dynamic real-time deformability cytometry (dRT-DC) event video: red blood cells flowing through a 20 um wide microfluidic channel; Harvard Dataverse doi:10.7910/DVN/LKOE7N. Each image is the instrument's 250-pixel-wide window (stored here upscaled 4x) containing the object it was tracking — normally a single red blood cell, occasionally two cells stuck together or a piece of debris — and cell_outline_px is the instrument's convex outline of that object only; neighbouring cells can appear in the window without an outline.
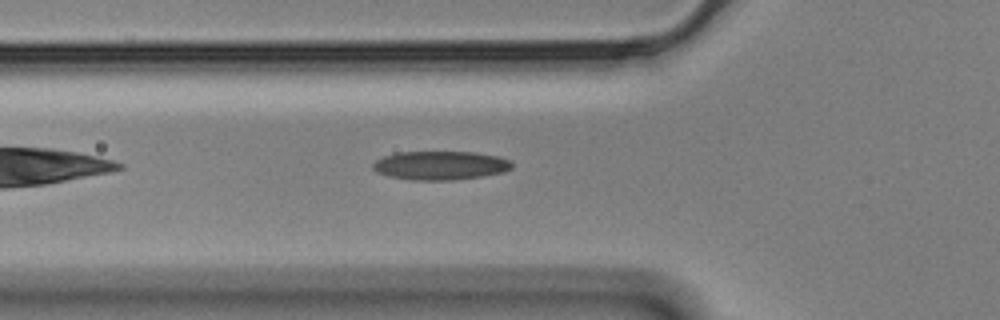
{"species": "Egyptian fruit bat (a non-hibernating species)", "species_latin": "Rousettus aegyptiacus", "temperature_condition": "cold", "stored_images_in_passage": 42, "camera_frame_rate_fps": 3000, "um_per_image_px": 0.085, "animal": {"sex": "male"}, "frame": {"image": 1, "passage_image": 9, "time_ms": 2.667, "image_size_px": [1000, 320], "cell_outline_px": [[512, 168], [504, 172], [480, 176], [452, 180], [412, 180], [388, 176], [376, 172], [372, 168], [372, 164], [376, 160], [384, 156], [396, 152], [476, 152], [500, 156], [512, 160]], "centroid_in_image_um": [37.44, 14.05], "position_along_channel_um": 88.4, "area_um2": 23.47}}
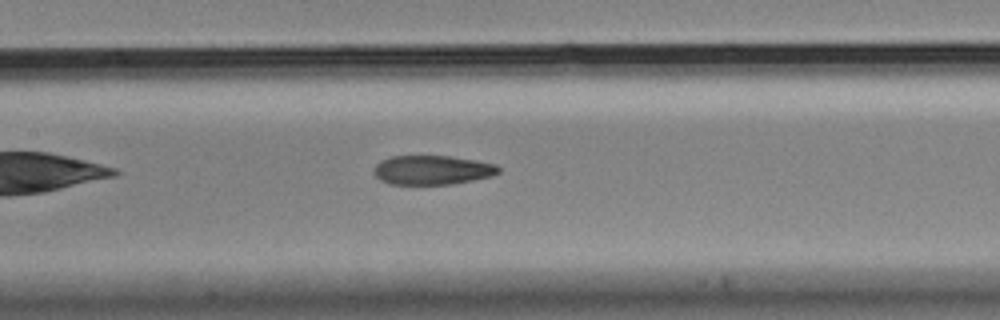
{"frame": {"image": 2, "passage_image": 16, "time_ms": 5.0, "image_size_px": [1000, 320], "cell_outline_px": [[500, 172], [492, 176], [452, 184], [388, 184], [380, 180], [372, 172], [372, 168], [380, 160], [392, 156], [448, 156], [476, 160], [496, 164], [500, 168]], "centroid_in_image_um": [36.71, 14.45], "position_along_channel_um": 170.7, "area_um2": 21.39}}
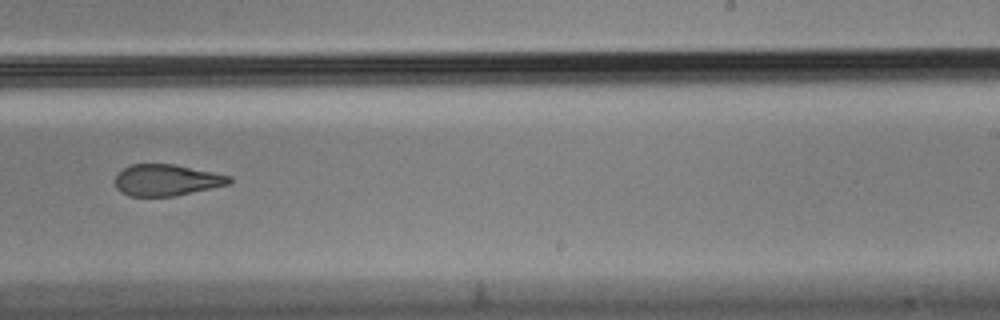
{"frame": {"image": 3, "passage_image": 25, "time_ms": 8.0, "image_size_px": [1000, 320], "cell_outline_px": [[232, 180], [228, 184], [176, 196], [128, 196], [120, 192], [116, 188], [116, 176], [124, 168], [132, 164], [176, 164], [232, 176]], "centroid_in_image_um": [14.16, 15.31], "position_along_channel_um": 274.8, "area_um2": 20.87}}